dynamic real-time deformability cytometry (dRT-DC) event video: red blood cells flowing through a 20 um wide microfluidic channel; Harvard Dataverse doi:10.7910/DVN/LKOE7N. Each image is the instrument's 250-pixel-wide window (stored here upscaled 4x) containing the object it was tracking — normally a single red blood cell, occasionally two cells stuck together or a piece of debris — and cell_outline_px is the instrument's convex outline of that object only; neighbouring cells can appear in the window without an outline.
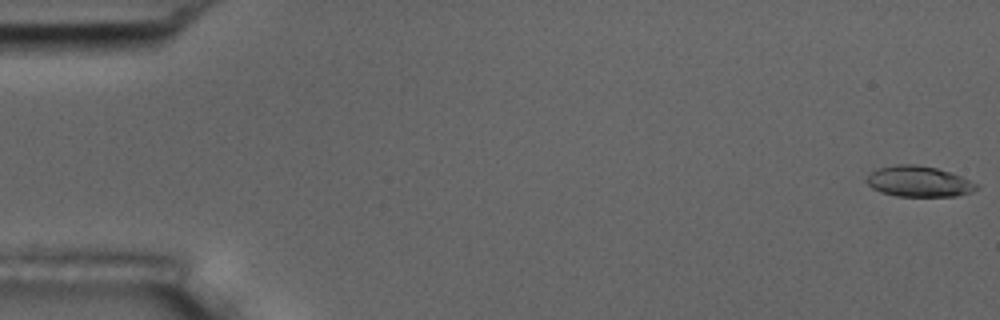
{"species": "common noctule bat (a hibernating species)", "species_latin": "Nyctalus noctula", "temperature_condition": "room temperature", "stored_images_in_passage": 43, "camera_frame_rate_fps": 3000, "um_per_image_px": 0.085, "animal": {"sex": "male", "body_mass_g": 17.5, "forearm_length_mm": 52.3}, "frame": {"image": 1, "passage_image": 1, "time_ms": 0.0, "image_size_px": [1000, 320], "cell_outline_px": [[980, 188], [972, 192], [956, 196], [896, 196], [880, 192], [872, 188], [868, 184], [868, 176], [872, 172], [880, 168], [896, 164], [916, 164], [936, 168], [952, 172], [980, 184]], "centroid_in_image_um": [78.17, 15.43], "position_along_channel_um": 6.8, "area_um2": 19.77}}
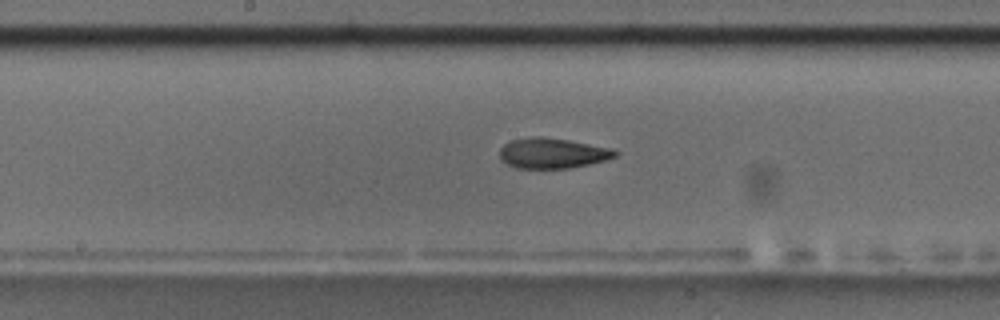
{"frame": {"image": 2, "passage_image": 29, "time_ms": 9.333, "image_size_px": [1000, 320], "cell_outline_px": [[620, 152], [616, 156], [604, 160], [588, 164], [568, 168], [516, 168], [500, 160], [500, 148], [504, 144], [512, 140], [532, 136], [544, 136], [568, 140], [612, 148]], "centroid_in_image_um": [46.94, 13.01], "position_along_channel_um": 201.3, "area_um2": 20.4}}
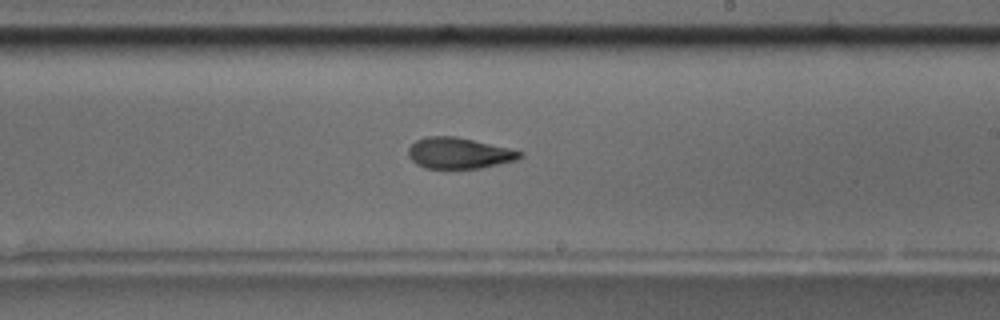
{"frame": {"image": 3, "passage_image": 33, "time_ms": 10.667, "image_size_px": [1000, 320], "cell_outline_px": [[524, 156], [516, 160], [480, 168], [424, 168], [416, 164], [408, 156], [408, 148], [416, 140], [428, 136], [456, 136], [508, 148], [524, 152]], "centroid_in_image_um": [39.0, 13.01], "position_along_channel_um": 250.0, "area_um2": 20.11}, "authors_computed_cell_mechanics": {"area_um2": 20.1144, "velocity_mm_per_s": 3.6698, "shape_relaxation_time_tau1_ms": null, "shape_relaxation_time_tau2_ms": 2.9793, "deformation_change_tau1": null, "deformation_change_tau2": 0.0999}}